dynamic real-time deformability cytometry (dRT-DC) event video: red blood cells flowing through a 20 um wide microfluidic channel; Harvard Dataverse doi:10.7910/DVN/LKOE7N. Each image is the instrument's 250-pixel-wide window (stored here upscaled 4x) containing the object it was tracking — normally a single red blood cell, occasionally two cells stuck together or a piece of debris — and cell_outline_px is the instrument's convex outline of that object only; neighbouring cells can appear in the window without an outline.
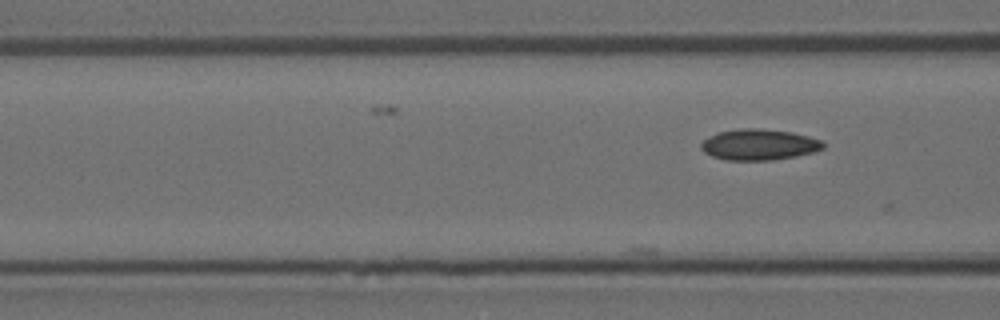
{"species": "Egyptian fruit bat (a non-hibernating species)", "species_latin": "Rousettus aegyptiacus", "temperature_condition": "room temperature", "stored_images_in_passage": 16, "camera_frame_rate_fps": 3000, "um_per_image_px": 0.085, "animal": {"sex": "female"}, "frame": {"image": 1, "passage_image": 16, "time_ms": 5.0, "image_size_px": [1000, 320], "cell_outline_px": [[824, 148], [816, 152], [796, 156], [772, 160], [724, 160], [712, 156], [704, 152], [700, 148], [700, 144], [704, 140], [716, 132], [740, 128], [756, 128], [792, 132], [824, 140]], "centroid_in_image_um": [64.53, 12.29], "position_along_channel_um": 102.1, "area_um2": 22.25}}